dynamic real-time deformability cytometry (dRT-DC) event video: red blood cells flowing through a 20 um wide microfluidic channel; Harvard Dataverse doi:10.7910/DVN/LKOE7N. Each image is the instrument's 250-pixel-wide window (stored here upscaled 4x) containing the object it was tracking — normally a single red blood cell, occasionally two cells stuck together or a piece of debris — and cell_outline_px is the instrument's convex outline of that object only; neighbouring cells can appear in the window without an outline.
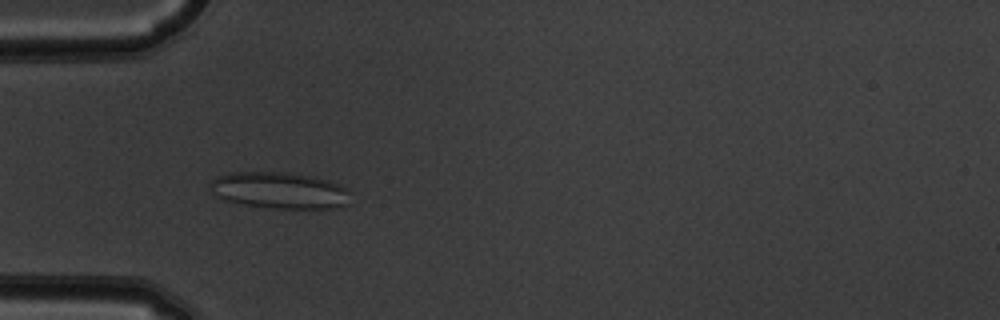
{"species": "common noctule bat (a hibernating species)", "species_latin": "Nyctalus noctula", "temperature_condition": "warm", "stored_images_in_passage": 53, "camera_frame_rate_fps": 3000, "um_per_image_px": 0.085, "animal": {"sex": "male", "body_mass_g": 19.5, "forearm_length_mm": 54.6}, "frame": {"image": 1, "passage_image": 17, "time_ms": 5.333, "image_size_px": [1000, 320], "cell_outline_px": [[348, 204], [332, 208], [272, 208], [244, 204], [224, 200], [216, 196], [208, 184], [216, 176], [232, 172], [288, 172], [312, 176], [340, 184], [348, 188]], "centroid_in_image_um": [23.73, 16.17], "position_along_channel_um": 61.3, "area_um2": 29.82}}
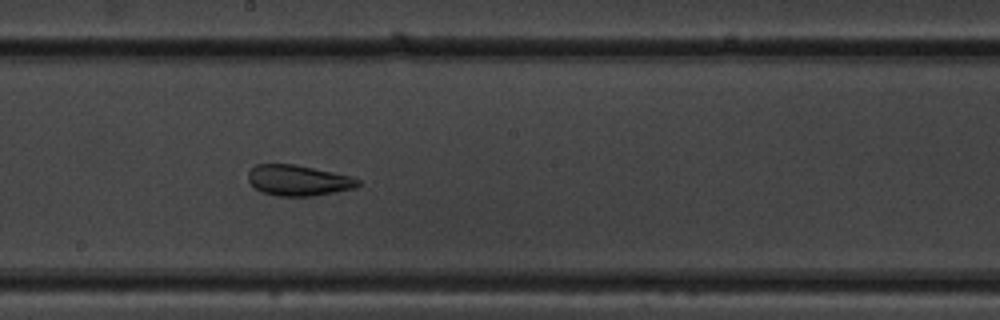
{"frame": {"image": 2, "passage_image": 30, "time_ms": 9.667, "image_size_px": [1000, 320], "cell_outline_px": [[360, 184], [356, 188], [312, 196], [276, 196], [260, 192], [248, 180], [248, 172], [256, 164], [292, 164], [332, 172], [348, 176], [360, 180]], "centroid_in_image_um": [25.33, 15.34], "position_along_channel_um": 222.9, "area_um2": 19.48}}
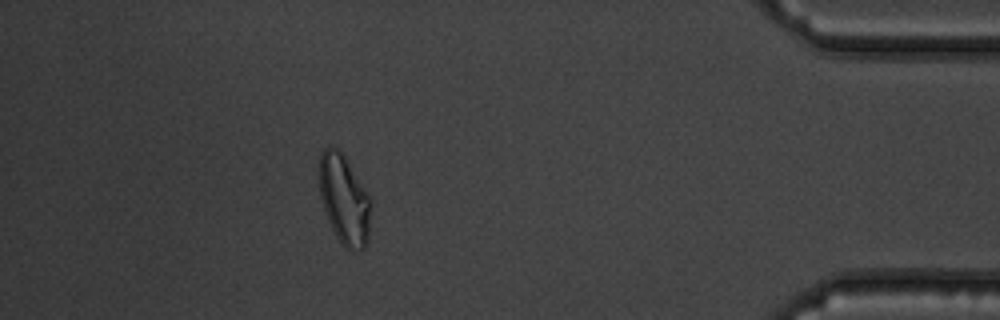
{"frame": {"image": 3, "passage_image": 48, "time_ms": 15.667, "image_size_px": [1000, 320], "cell_outline_px": [[372, 204], [368, 240], [364, 248], [356, 252], [344, 248], [336, 236], [324, 212], [320, 196], [320, 152], [324, 148], [336, 148], [344, 156], [372, 200]], "centroid_in_image_um": [29.28, 17.03], "position_along_channel_um": 405.9, "area_um2": 26.93}, "authors_computed_cell_mechanics": {"area_um2": 26.4724, "velocity_mm_per_s": 3.7999, "shape_relaxation_time_tau1_ms": null, "shape_relaxation_time_tau2_ms": 2.1778, "deformation_change_tau1": null, "deformation_change_tau2": 0.0898}}